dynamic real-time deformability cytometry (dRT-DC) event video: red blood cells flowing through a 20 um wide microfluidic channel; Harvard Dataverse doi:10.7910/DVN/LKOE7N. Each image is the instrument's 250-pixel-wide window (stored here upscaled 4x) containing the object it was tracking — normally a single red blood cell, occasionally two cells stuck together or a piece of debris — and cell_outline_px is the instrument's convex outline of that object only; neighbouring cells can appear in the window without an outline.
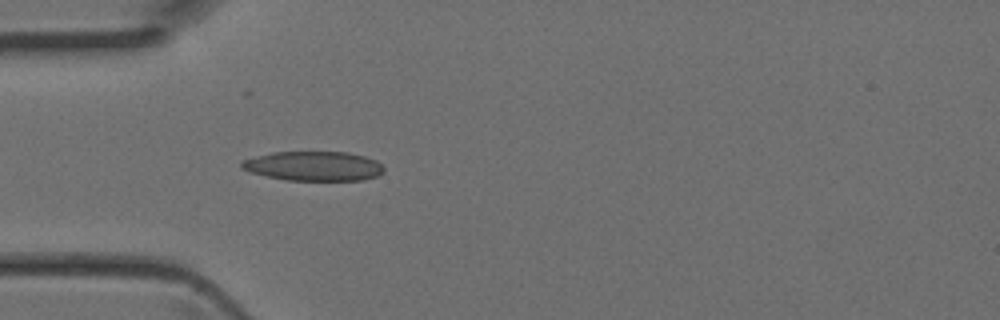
{"species": "Egyptian fruit bat (a non-hibernating species)", "species_latin": "Rousettus aegyptiacus", "temperature_condition": "room temperature", "stored_images_in_passage": 11, "camera_frame_rate_fps": 3000, "um_per_image_px": 0.085, "animal": {"sex": "female"}, "frame": {"image": 1, "passage_image": 4, "time_ms": 1.0, "image_size_px": [1000, 320], "cell_outline_px": [[384, 172], [376, 176], [364, 180], [288, 180], [268, 176], [252, 172], [240, 168], [240, 160], [272, 152], [348, 152], [364, 156], [376, 160], [384, 168]], "centroid_in_image_um": [26.66, 14.11], "position_along_channel_um": 58.3, "area_um2": 24.39}}
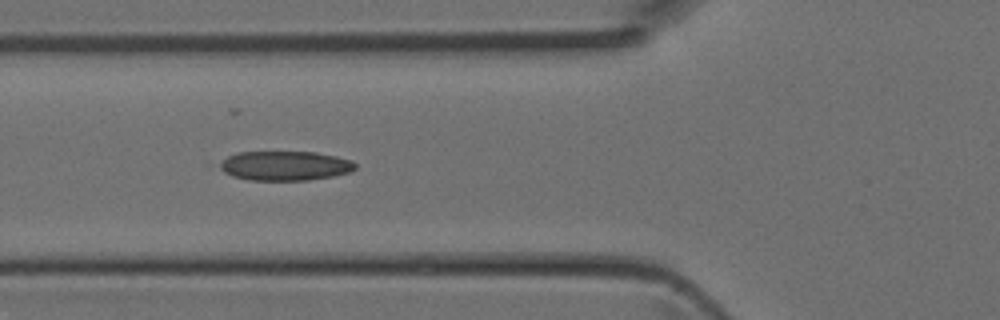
{"frame": {"image": 2, "passage_image": 7, "time_ms": 2.0, "image_size_px": [1000, 320], "cell_outline_px": [[356, 168], [348, 172], [332, 176], [308, 180], [248, 180], [232, 176], [216, 168], [216, 164], [228, 156], [236, 152], [316, 152], [336, 156], [352, 160], [356, 164]], "centroid_in_image_um": [24.16, 14.08], "position_along_channel_um": 101.6, "area_um2": 23.47}}